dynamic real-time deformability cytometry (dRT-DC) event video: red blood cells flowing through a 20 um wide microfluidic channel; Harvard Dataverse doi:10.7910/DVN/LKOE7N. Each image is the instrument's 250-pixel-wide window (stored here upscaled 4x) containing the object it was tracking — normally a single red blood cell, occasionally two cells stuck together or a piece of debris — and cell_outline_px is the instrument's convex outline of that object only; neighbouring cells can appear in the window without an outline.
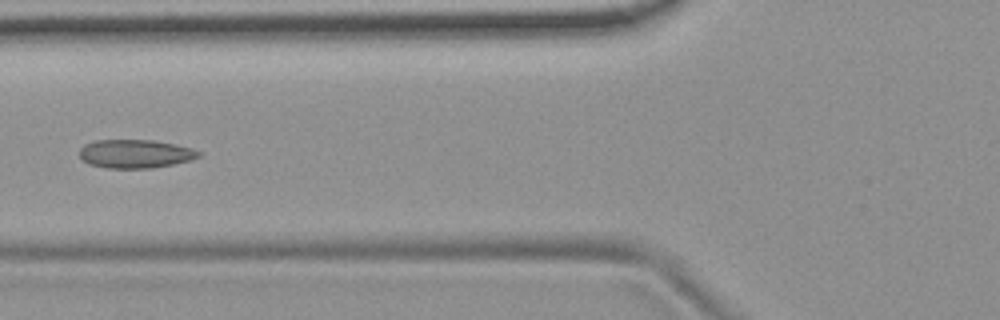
{"species": "common noctule bat (a hibernating species)", "species_latin": "Nyctalus noctula", "temperature_condition": "room temperature", "stored_images_in_passage": 6, "camera_frame_rate_fps": 3000, "um_per_image_px": 0.085, "animal": {"sex": "female", "body_mass_g": 19.9}, "frame": {"image": 1, "passage_image": 6, "time_ms": 1.667, "image_size_px": [1000, 320], "cell_outline_px": [[200, 156], [192, 160], [152, 168], [104, 168], [88, 164], [80, 156], [80, 148], [84, 144], [96, 140], [152, 140], [192, 148], [200, 152]], "centroid_in_image_um": [11.48, 13.08], "position_along_channel_um": 114.3, "area_um2": 19.77}}